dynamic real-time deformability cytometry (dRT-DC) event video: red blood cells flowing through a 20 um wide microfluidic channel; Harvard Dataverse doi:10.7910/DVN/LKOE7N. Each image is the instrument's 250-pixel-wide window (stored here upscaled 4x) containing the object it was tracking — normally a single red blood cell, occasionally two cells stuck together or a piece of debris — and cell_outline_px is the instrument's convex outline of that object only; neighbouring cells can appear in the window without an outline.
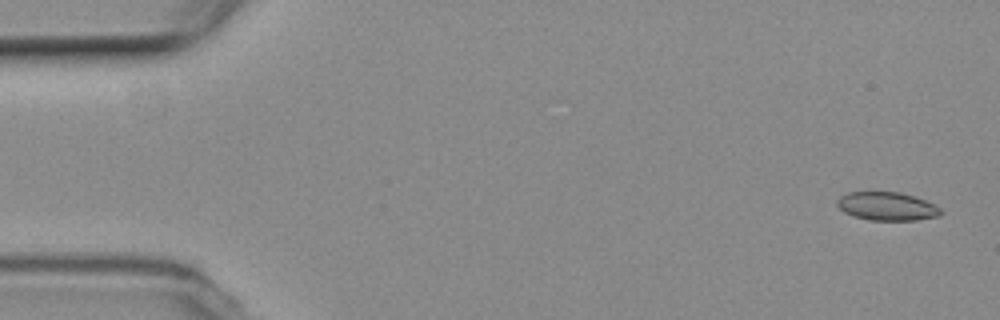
{"species": "common noctule bat (a hibernating species)", "species_latin": "Nyctalus noctula", "temperature_condition": "room temperature", "stored_images_in_passage": 5, "camera_frame_rate_fps": 3000, "um_per_image_px": 0.085, "animal": {"sex": "female", "body_mass_g": 19.3, "forearm_length_mm": 54.1}, "frame": {"image": 1, "passage_image": 1, "time_ms": 0.0, "image_size_px": [1000, 320], "cell_outline_px": [[944, 212], [940, 216], [916, 220], [868, 220], [844, 212], [836, 204], [836, 200], [840, 196], [848, 192], [900, 192], [924, 200], [940, 208]], "centroid_in_image_um": [75.39, 17.54], "position_along_channel_um": 9.6, "area_um2": 17.05}}
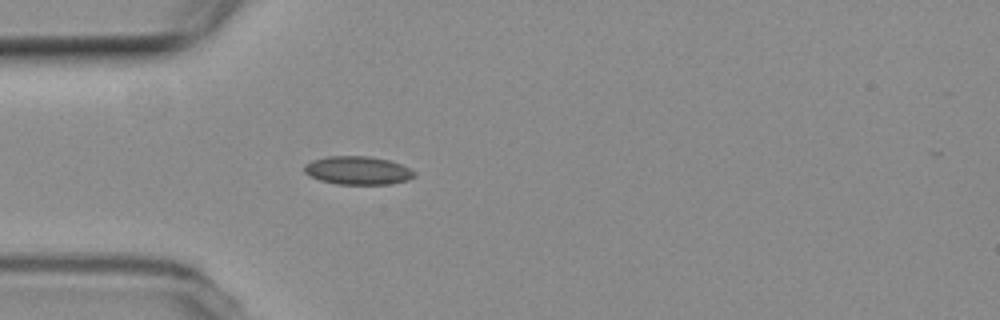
{"frame": {"image": 2, "passage_image": 5, "time_ms": 4.667, "image_size_px": [1000, 320], "cell_outline_px": [[416, 176], [408, 180], [392, 184], [336, 184], [320, 180], [308, 176], [304, 172], [304, 164], [312, 160], [328, 156], [372, 156], [388, 160], [400, 164], [416, 172]], "centroid_in_image_um": [30.4, 14.49], "position_along_channel_um": 54.6, "area_um2": 18.32}}